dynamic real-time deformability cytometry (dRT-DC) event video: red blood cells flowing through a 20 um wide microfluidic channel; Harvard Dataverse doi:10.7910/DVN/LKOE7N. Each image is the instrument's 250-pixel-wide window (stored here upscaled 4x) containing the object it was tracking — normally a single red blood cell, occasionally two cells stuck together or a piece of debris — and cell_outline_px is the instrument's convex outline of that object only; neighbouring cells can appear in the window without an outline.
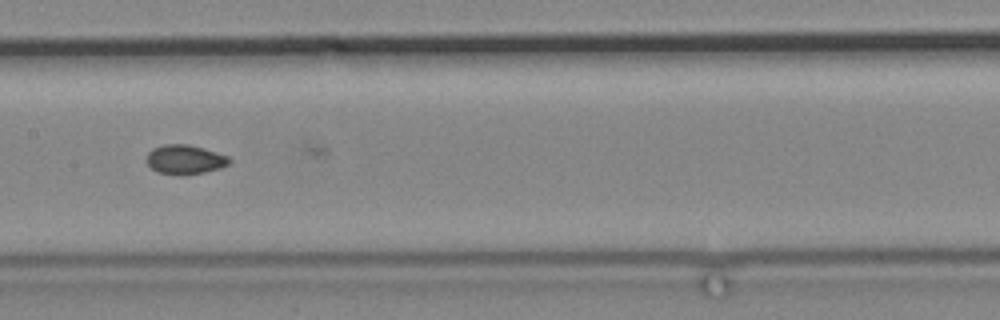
{"species": "common noctule bat (a hibernating species)", "species_latin": "Nyctalus noctula", "temperature_condition": "cold", "stored_images_in_passage": 52, "camera_frame_rate_fps": 3000, "um_per_image_px": 0.085, "animal": {"sex": "male", "body_mass_g": 19.2, "forearm_length_mm": 51.8}, "frame": {"image": 1, "passage_image": 51, "time_ms": 16.667, "image_size_px": [1000, 320], "cell_outline_px": [[232, 160], [228, 164], [220, 168], [204, 172], [156, 172], [148, 164], [148, 152], [152, 148], [164, 144], [188, 144], [204, 148], [228, 156]], "centroid_in_image_um": [15.75, 13.5], "position_along_channel_um": 191.7, "area_um2": 13.53}}